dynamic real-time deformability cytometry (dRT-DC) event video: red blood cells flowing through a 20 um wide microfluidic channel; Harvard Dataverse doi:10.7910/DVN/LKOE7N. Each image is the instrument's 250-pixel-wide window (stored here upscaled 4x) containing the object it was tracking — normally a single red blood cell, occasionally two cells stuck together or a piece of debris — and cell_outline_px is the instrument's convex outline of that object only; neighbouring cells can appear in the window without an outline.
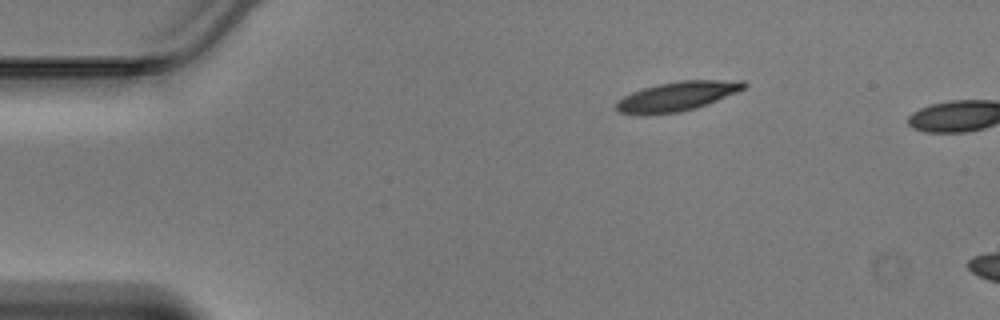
{"species": "Egyptian fruit bat (a non-hibernating species)", "species_latin": "Rousettus aegyptiacus", "temperature_condition": "warm", "stored_images_in_passage": 3, "camera_frame_rate_fps": 3000, "um_per_image_px": 0.085, "animal": {"sex": "male"}, "frame": {"image": 1, "passage_image": 1, "time_ms": 0.0, "image_size_px": [1000, 320], "cell_outline_px": [[748, 84], [744, 88], [736, 92], [708, 104], [696, 108], [680, 112], [644, 116], [640, 116], [616, 112], [616, 104], [624, 96], [632, 92], [644, 88], [660, 84], [680, 80], [744, 80]], "centroid_in_image_um": [57.53, 8.21], "position_along_channel_um": 27.5, "area_um2": 22.02}}